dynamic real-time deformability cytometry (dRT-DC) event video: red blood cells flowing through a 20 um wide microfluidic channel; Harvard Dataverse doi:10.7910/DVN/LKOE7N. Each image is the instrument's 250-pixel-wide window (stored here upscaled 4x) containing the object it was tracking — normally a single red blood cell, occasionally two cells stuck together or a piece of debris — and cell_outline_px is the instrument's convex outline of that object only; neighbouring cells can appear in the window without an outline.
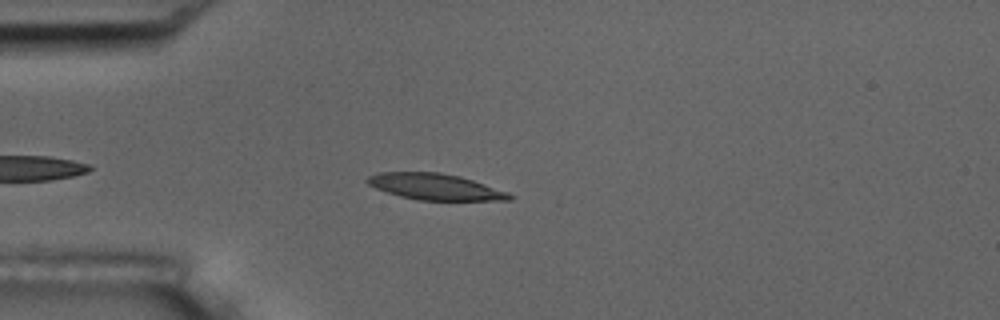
{"species": "common noctule bat (a hibernating species)", "species_latin": "Nyctalus noctula", "temperature_condition": "room temperature", "stored_images_in_passage": 43, "camera_frame_rate_fps": 3000, "um_per_image_px": 0.085, "animal": {"sex": "male", "body_mass_g": 17.5, "forearm_length_mm": 52.3}, "frame": {"image": 1, "passage_image": 5, "time_ms": 1.333, "image_size_px": [1000, 320], "cell_outline_px": [[516, 196], [512, 200], [420, 200], [400, 196], [376, 188], [368, 184], [364, 180], [368, 176], [380, 172], [440, 172], [460, 176], [508, 192]], "centroid_in_image_um": [37.0, 15.87], "position_along_channel_um": 48.0, "area_um2": 21.62}}
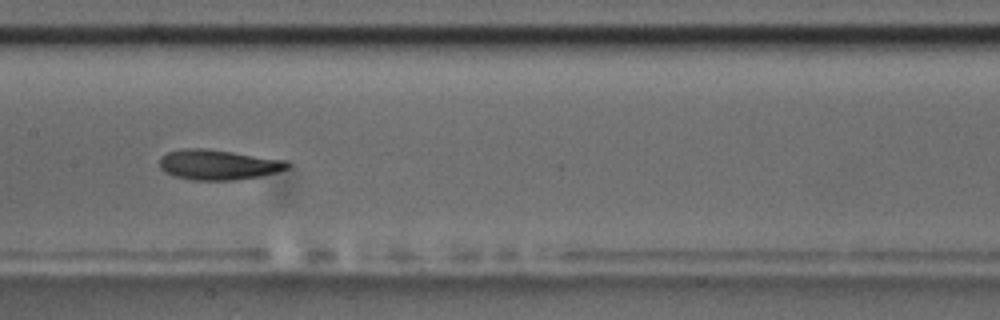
{"frame": {"image": 2, "passage_image": 18, "time_ms": 5.667, "image_size_px": [1000, 320], "cell_outline_px": [[292, 164], [288, 168], [276, 172], [260, 176], [236, 180], [192, 180], [172, 176], [164, 172], [160, 168], [160, 156], [168, 152], [184, 148], [204, 148], [288, 160]], "centroid_in_image_um": [18.55, 14.0], "position_along_channel_um": 188.9, "area_um2": 22.66}}
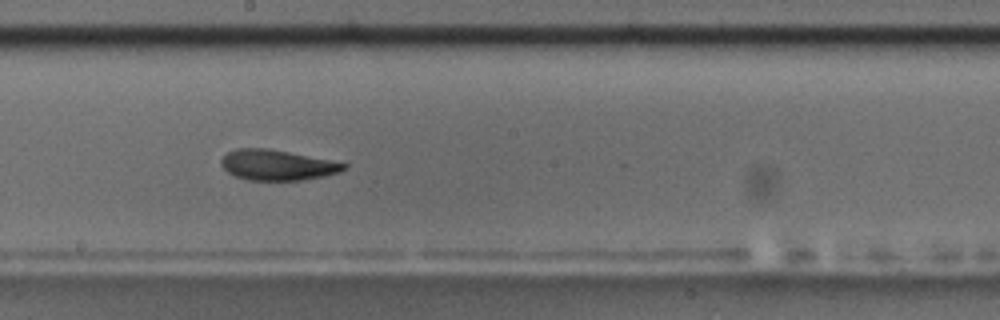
{"frame": {"image": 3, "passage_image": 21, "time_ms": 6.667, "image_size_px": [1000, 320], "cell_outline_px": [[348, 168], [340, 172], [324, 176], [300, 180], [248, 180], [236, 176], [228, 172], [220, 164], [220, 160], [228, 152], [236, 148], [264, 148], [288, 152], [348, 164]], "centroid_in_image_um": [23.55, 14.03], "position_along_channel_um": 224.7, "area_um2": 21.5}, "authors_computed_cell_mechanics": {"area_um2": 21.964, "velocity_mm_per_s": 3.5872, "shape_relaxation_time_tau1_ms": 6.8773, "shape_relaxation_time_tau2_ms": 2.3848, "deformation_change_tau1": 0.1669, "deformation_change_tau2": 0.0839}}